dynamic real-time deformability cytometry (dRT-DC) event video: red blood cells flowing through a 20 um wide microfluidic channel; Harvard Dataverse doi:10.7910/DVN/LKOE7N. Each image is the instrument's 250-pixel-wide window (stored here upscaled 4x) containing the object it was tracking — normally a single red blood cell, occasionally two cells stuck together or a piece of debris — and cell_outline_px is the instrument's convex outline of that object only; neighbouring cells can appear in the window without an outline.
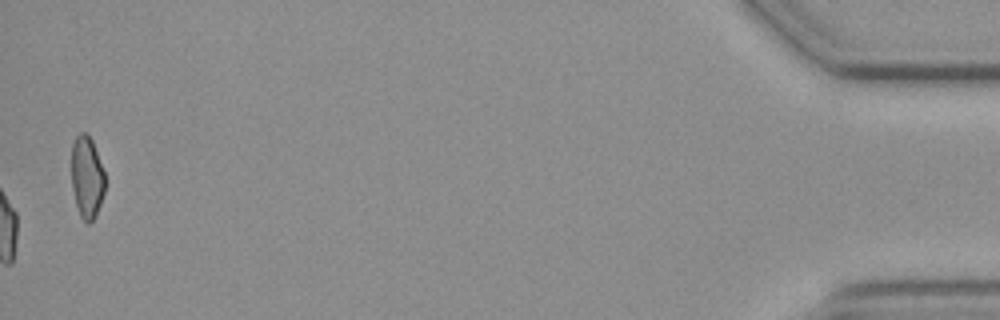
{"species": "common noctule bat (a hibernating species)", "species_latin": "Nyctalus noctula", "temperature_condition": "cold", "stored_images_in_passage": 48, "camera_frame_rate_fps": 3000, "um_per_image_px": 0.085, "animal": {"sex": "female", "body_mass_g": 19.3, "forearm_length_mm": 54.1}, "frame": {"image": 1, "passage_image": 48, "time_ms": 15.667, "image_size_px": [1000, 320], "cell_outline_px": [[104, 192], [96, 216], [88, 224], [80, 216], [76, 204], [72, 188], [72, 144], [76, 136], [80, 132], [84, 132], [92, 140], [104, 172]], "centroid_in_image_um": [7.38, 15.06], "position_along_channel_um": 427.8, "area_um2": 15.84}, "authors_computed_cell_mechanics": {"area_um2": 18.5249, "velocity_mm_per_s": 3.6279, "shape_relaxation_time_tau1_ms": 4.5503, "shape_relaxation_time_tau2_ms": 5.7559, "deformation_change_tau1": 0.1069, "deformation_change_tau2": 0.123}}